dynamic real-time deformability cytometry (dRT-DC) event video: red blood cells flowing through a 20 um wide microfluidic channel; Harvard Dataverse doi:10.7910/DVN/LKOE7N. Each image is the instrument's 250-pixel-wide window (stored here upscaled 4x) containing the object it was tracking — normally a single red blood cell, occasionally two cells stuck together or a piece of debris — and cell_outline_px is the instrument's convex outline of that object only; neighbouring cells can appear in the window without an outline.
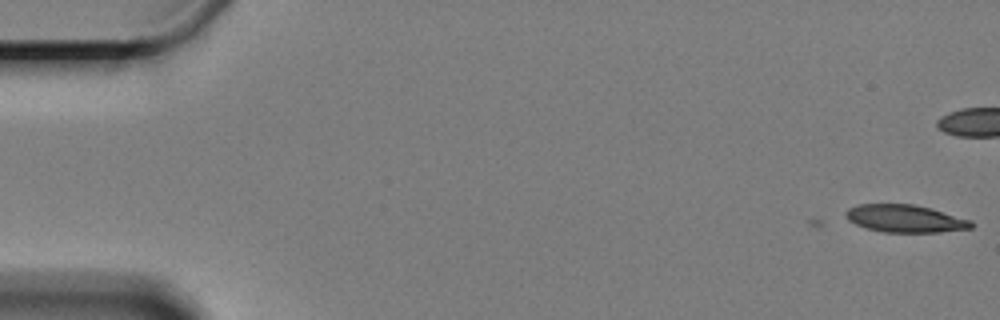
{"species": "Egyptian fruit bat (a non-hibernating species)", "species_latin": "Rousettus aegyptiacus", "temperature_condition": "cold", "stored_images_in_passage": 2, "camera_frame_rate_fps": 3000, "um_per_image_px": 0.085, "animal": {"sex": "female"}, "frame": {"image": 1, "passage_image": 2, "time_ms": 0.333, "image_size_px": [1000, 320], "cell_outline_px": [[972, 228], [940, 232], [884, 232], [868, 228], [856, 224], [848, 220], [844, 216], [844, 212], [848, 208], [860, 204], [912, 204], [932, 208], [972, 220]], "centroid_in_image_um": [76.94, 18.57], "position_along_channel_um": 8.1, "area_um2": 20.17}}